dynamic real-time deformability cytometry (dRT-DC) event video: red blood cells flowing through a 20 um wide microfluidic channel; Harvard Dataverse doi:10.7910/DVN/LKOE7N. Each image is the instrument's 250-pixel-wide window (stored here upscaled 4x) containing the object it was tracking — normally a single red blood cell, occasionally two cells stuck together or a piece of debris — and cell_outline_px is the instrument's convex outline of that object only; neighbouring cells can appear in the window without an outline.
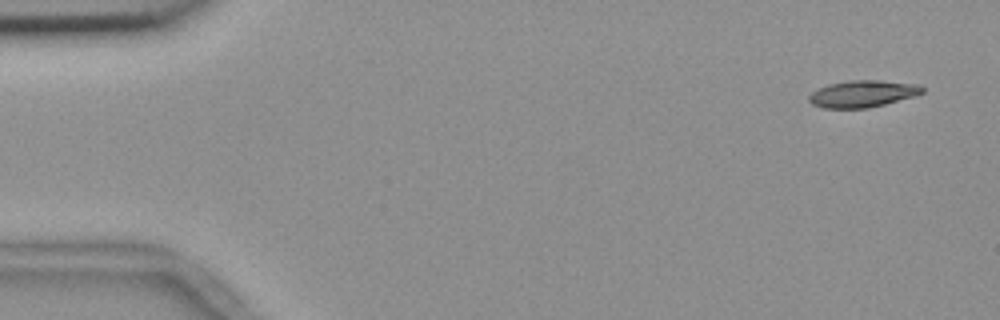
{"species": "common noctule bat (a hibernating species)", "species_latin": "Nyctalus noctula", "temperature_condition": "room temperature", "stored_images_in_passage": 7, "camera_frame_rate_fps": 3000, "um_per_image_px": 0.085, "animal": {"sex": "female", "body_mass_g": 18.4}, "frame": {"image": 1, "passage_image": 1, "time_ms": 0.0, "image_size_px": [1000, 320], "cell_outline_px": [[924, 92], [916, 96], [868, 108], [824, 108], [812, 104], [808, 100], [808, 96], [812, 92], [828, 84], [848, 80], [880, 80], [920, 84], [924, 88]], "centroid_in_image_um": [73.35, 7.96], "position_along_channel_um": 11.6, "area_um2": 17.86}}
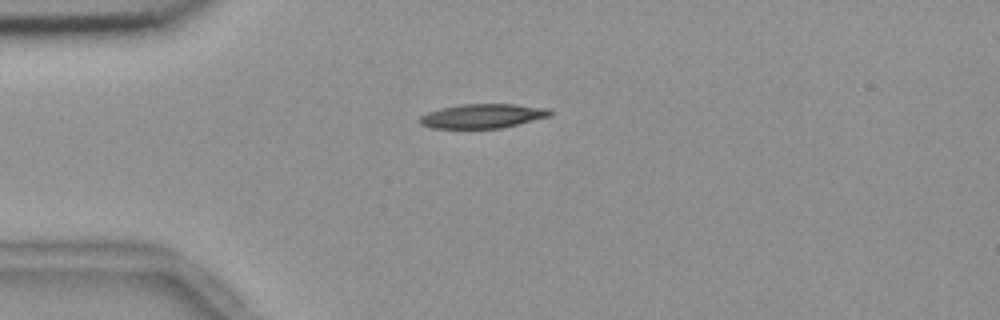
{"frame": {"image": 2, "passage_image": 4, "time_ms": 1.0, "image_size_px": [1000, 320], "cell_outline_px": [[552, 116], [500, 128], [432, 128], [420, 124], [420, 116], [428, 112], [440, 108], [460, 104], [516, 104], [548, 108], [552, 112]], "centroid_in_image_um": [41.04, 9.85], "position_along_channel_um": 44.0, "area_um2": 18.44}}